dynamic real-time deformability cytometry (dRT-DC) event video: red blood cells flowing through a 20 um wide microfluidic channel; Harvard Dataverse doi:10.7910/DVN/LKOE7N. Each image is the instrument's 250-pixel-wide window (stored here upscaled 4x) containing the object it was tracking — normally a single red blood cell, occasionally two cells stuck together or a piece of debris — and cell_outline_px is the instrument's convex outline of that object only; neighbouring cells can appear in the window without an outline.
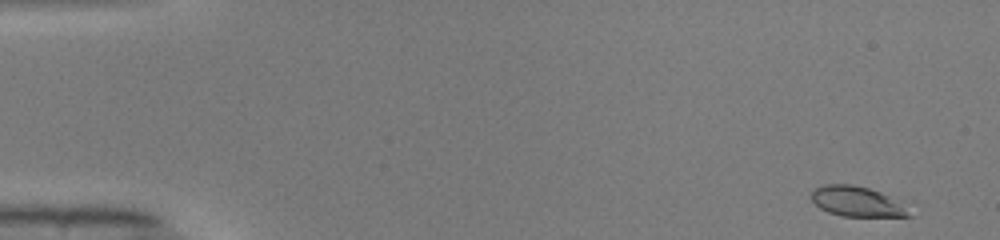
{"species": "common noctule bat (a hibernating species)", "species_latin": "Nyctalus noctula", "temperature_condition": "warm", "stored_images_in_passage": 49, "camera_frame_rate_fps": 3000, "um_per_image_px": 0.085, "animal": {"sex": "male", "body_mass_g": 19.0, "forearm_length_mm": 50.8}, "frame": {"image": 1, "passage_image": 1, "time_ms": 0.0, "image_size_px": [1000, 240], "cell_outline_px": [[912, 216], [844, 216], [828, 212], [820, 208], [812, 200], [812, 192], [816, 188], [824, 184], [852, 184], [868, 188], [880, 192], [888, 196]], "centroid_in_image_um": [72.72, 17.11], "position_along_channel_um": 12.3, "area_um2": 16.42}}
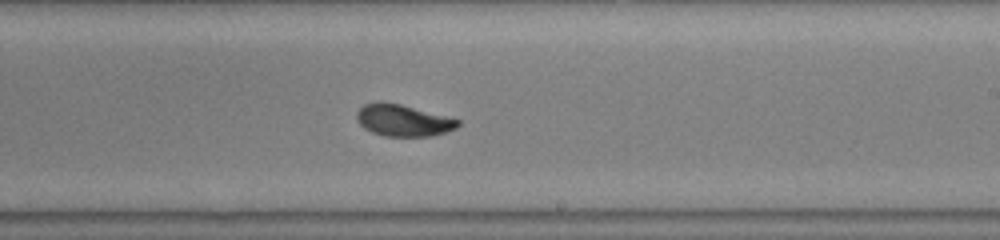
{"frame": {"image": 2, "passage_image": 29, "time_ms": 9.333, "image_size_px": [1000, 240], "cell_outline_px": [[460, 124], [456, 128], [432, 136], [384, 136], [372, 132], [364, 128], [360, 124], [356, 116], [356, 112], [364, 104], [380, 100], [400, 104], [460, 120]], "centroid_in_image_um": [34.23, 10.22], "position_along_channel_um": 254.8, "area_um2": 18.61}}
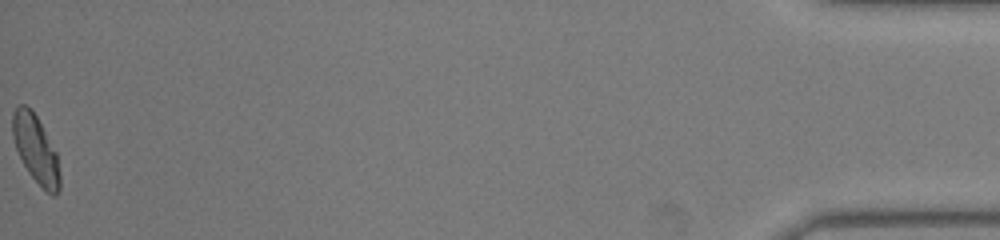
{"frame": {"image": 3, "passage_image": 49, "time_ms": 16.0, "image_size_px": [1000, 240], "cell_outline_px": [[60, 188], [56, 196], [52, 196], [28, 172], [16, 148], [12, 136], [12, 112], [20, 104], [24, 104], [36, 116], [56, 152], [60, 176]], "centroid_in_image_um": [3.03, 12.69], "position_along_channel_um": 432.2, "area_um2": 18.21}, "authors_computed_cell_mechanics": {"area_um2": 18.6116, "velocity_mm_per_s": 4.071, "shape_relaxation_time_tau1_ms": 3.7913, "shape_relaxation_time_tau2_ms": 1.3239, "deformation_change_tau1": 0.1859, "deformation_change_tau2": 0.0632}}